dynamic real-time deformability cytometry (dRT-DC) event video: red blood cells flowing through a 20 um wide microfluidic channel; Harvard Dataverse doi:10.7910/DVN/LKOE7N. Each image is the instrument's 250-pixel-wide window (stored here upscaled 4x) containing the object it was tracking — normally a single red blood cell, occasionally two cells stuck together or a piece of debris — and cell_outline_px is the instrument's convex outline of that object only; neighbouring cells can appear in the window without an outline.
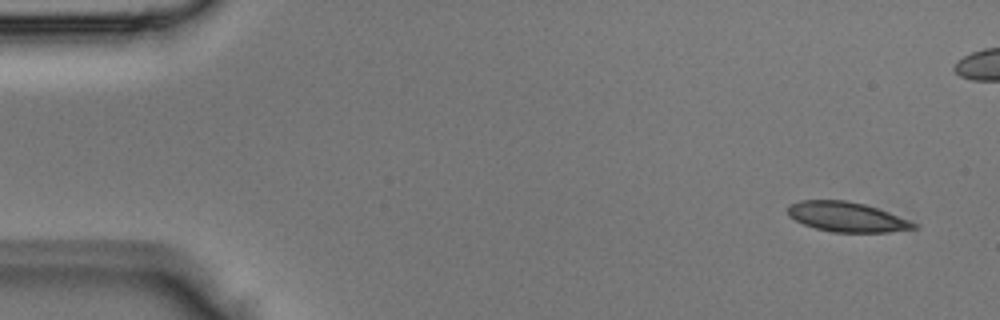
{"species": "Egyptian fruit bat (a non-hibernating species)", "species_latin": "Rousettus aegyptiacus", "temperature_condition": "room temperature", "stored_images_in_passage": 3, "segment_of_instrument_passage": [2, 2], "camera_frame_rate_fps": 3000, "um_per_image_px": 0.085, "animal": {"sex": "male"}, "frame": {"image": 1, "passage_image": 3, "time_ms": 0.667, "image_size_px": [1000, 320], "cell_outline_px": [[920, 228], [888, 232], [832, 232], [816, 228], [804, 224], [788, 216], [788, 204], [800, 200], [844, 200], [864, 204], [888, 212], [908, 220], [916, 224]], "centroid_in_image_um": [71.96, 18.44], "position_along_channel_um": 13.0, "area_um2": 21.73}}